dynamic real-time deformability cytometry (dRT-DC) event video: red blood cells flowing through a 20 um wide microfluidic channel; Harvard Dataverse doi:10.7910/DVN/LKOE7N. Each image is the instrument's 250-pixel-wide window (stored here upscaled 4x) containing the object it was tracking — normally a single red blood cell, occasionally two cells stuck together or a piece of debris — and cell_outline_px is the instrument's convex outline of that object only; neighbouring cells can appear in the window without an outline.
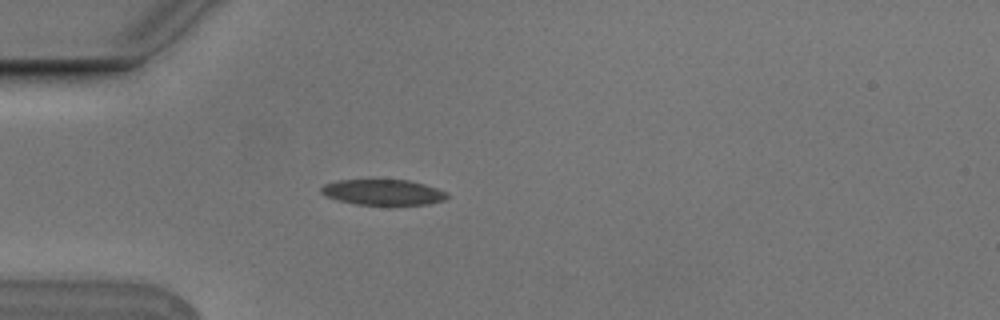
{"species": "Egyptian fruit bat (a non-hibernating species)", "species_latin": "Rousettus aegyptiacus", "temperature_condition": "cold", "stored_images_in_passage": 3, "camera_frame_rate_fps": 3000, "um_per_image_px": 0.085, "animal": {"sex": "male"}, "frame": {"image": 1, "passage_image": 3, "time_ms": 0.667, "image_size_px": [1000, 320], "cell_outline_px": [[448, 196], [444, 200], [428, 204], [356, 204], [340, 200], [328, 196], [320, 192], [320, 188], [324, 184], [336, 180], [408, 180], [424, 184], [448, 192]], "centroid_in_image_um": [32.57, 16.33], "position_along_channel_um": 52.4, "area_um2": 18.5}}